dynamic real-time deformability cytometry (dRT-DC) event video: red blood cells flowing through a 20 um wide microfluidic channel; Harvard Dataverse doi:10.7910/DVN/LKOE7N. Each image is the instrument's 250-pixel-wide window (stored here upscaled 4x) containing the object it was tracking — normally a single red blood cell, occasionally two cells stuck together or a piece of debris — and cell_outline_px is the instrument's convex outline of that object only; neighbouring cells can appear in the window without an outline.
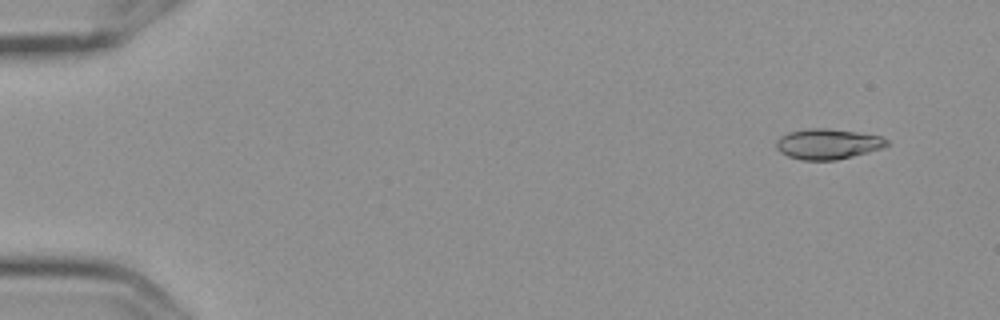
{"species": "Egyptian fruit bat (a non-hibernating species)", "species_latin": "Rousettus aegyptiacus", "temperature_condition": "cold", "stored_images_in_passage": 5, "camera_frame_rate_fps": 3000, "um_per_image_px": 0.085, "frame": {"image": 1, "passage_image": 2, "time_ms": 0.333, "image_size_px": [1000, 320], "cell_outline_px": [[888, 144], [884, 148], [836, 160], [800, 160], [788, 156], [780, 152], [776, 148], [776, 140], [780, 136], [788, 132], [808, 128], [828, 128], [856, 132], [880, 136], [888, 140]], "centroid_in_image_um": [70.33, 12.23], "position_along_channel_um": 14.7, "area_um2": 19.65}}